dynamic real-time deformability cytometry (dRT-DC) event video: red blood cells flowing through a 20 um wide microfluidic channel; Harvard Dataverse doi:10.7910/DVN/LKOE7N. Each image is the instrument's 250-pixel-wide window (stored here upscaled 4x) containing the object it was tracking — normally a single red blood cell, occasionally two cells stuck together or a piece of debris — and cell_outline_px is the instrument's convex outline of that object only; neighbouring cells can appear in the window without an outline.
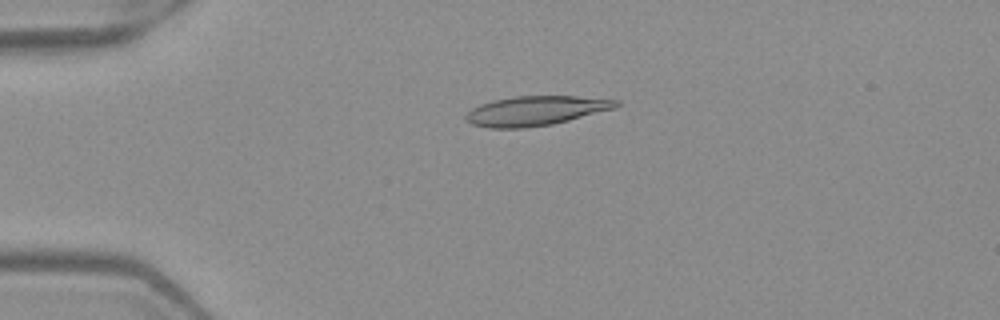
{"species": "Egyptian fruit bat (a non-hibernating species)", "species_latin": "Rousettus aegyptiacus", "temperature_condition": "warm", "stored_images_in_passage": 44, "camera_frame_rate_fps": 3000, "um_per_image_px": 0.085, "frame": {"image": 1, "passage_image": 5, "time_ms": 1.333, "image_size_px": [1000, 320], "cell_outline_px": [[620, 104], [616, 108], [552, 124], [524, 128], [488, 128], [472, 124], [464, 120], [464, 116], [472, 108], [480, 104], [492, 100], [516, 96], [576, 96], [620, 100]], "centroid_in_image_um": [45.51, 9.41], "position_along_channel_um": 39.5, "area_um2": 25.89}}
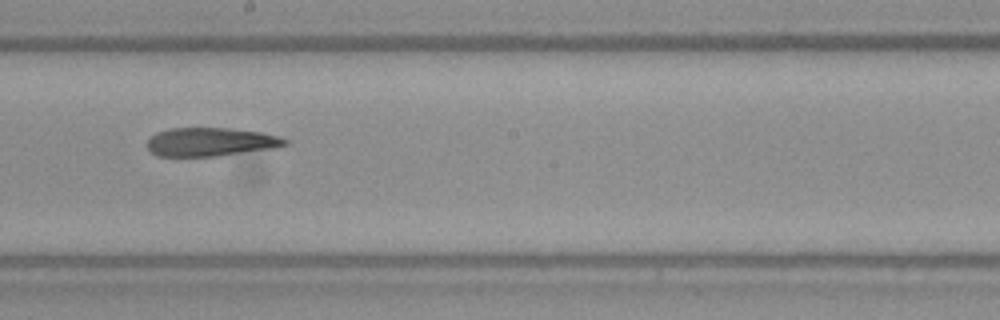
{"frame": {"image": 2, "passage_image": 22, "time_ms": 7.0, "image_size_px": [1000, 320], "cell_outline_px": [[288, 144], [276, 148], [216, 156], [156, 156], [148, 152], [148, 140], [156, 132], [168, 128], [232, 128], [264, 132], [280, 136], [288, 140]], "centroid_in_image_um": [17.92, 12.06], "position_along_channel_um": 230.3, "area_um2": 23.24}}
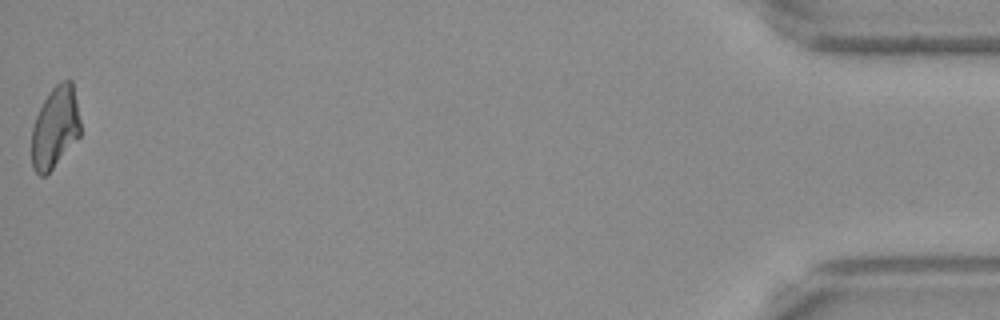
{"frame": {"image": 3, "passage_image": 44, "time_ms": 14.333, "image_size_px": [1000, 320], "cell_outline_px": [[80, 136], [52, 168], [44, 176], [40, 176], [32, 168], [32, 128], [36, 116], [44, 100], [52, 88], [60, 80], [72, 80], [80, 120]], "centroid_in_image_um": [4.68, 10.82], "position_along_channel_um": 430.5, "area_um2": 22.95}, "authors_computed_cell_mechanics": {"area_um2": 24.3049, "velocity_mm_per_s": 3.9906, "shape_relaxation_time_tau1_ms": null, "shape_relaxation_time_tau2_ms": 7.6045, "deformation_change_tau1": null, "deformation_change_tau2": 0.2073}}